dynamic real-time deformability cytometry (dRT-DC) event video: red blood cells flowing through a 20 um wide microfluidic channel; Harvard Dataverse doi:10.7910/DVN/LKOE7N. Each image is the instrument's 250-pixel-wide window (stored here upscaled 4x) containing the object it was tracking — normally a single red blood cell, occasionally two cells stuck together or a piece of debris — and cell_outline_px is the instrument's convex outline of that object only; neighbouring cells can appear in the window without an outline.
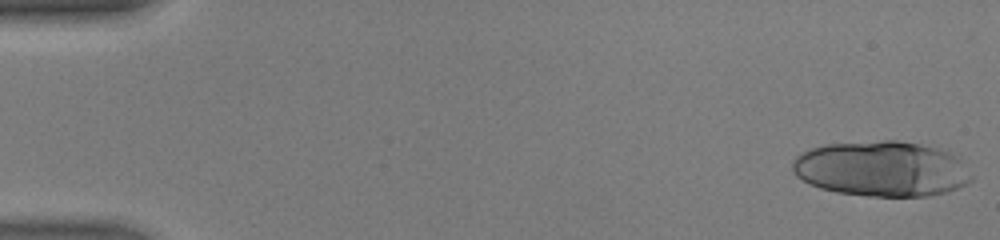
{"species": "human", "species_latin": "Homo sapiens", "temperature_condition": "warm", "stored_images_in_passage": 22, "camera_frame_rate_fps": 3000, "um_per_image_px": 0.085, "donor": {"sex": "male"}, "frame": {"image": 1, "passage_image": 1, "time_ms": 0.0, "image_size_px": [1000, 240], "cell_outline_px": [[972, 180], [968, 184], [944, 192], [928, 196], [864, 196], [836, 192], [820, 188], [808, 184], [796, 176], [792, 172], [792, 160], [796, 156], [812, 148], [824, 144], [884, 140], [896, 140], [920, 144], [936, 148], [948, 152], [960, 160], [972, 176]], "centroid_in_image_um": [74.89, 14.35], "position_along_channel_um": 10.1, "area_um2": 57.8}}
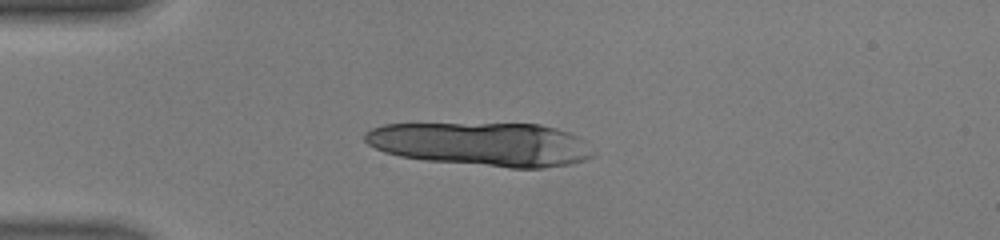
{"frame": {"image": 2, "passage_image": 12, "time_ms": 3.667, "image_size_px": [1000, 240], "cell_outline_px": [[596, 152], [592, 156], [584, 160], [568, 164], [544, 168], [512, 168], [428, 160], [400, 156], [384, 152], [368, 144], [364, 140], [364, 132], [372, 128], [384, 124], [540, 124], [556, 128], [568, 132], [584, 140]], "centroid_in_image_um": [40.97, 12.25], "position_along_channel_um": 44.0, "area_um2": 58.03}}
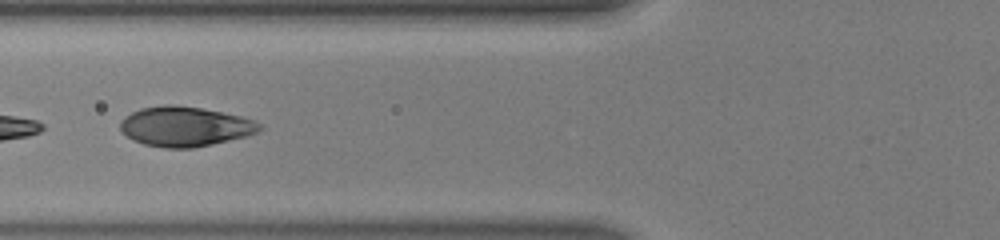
{"frame": {"image": 3, "passage_image": 19, "time_ms": 6.0, "image_size_px": [1000, 240], "cell_outline_px": [[264, 128], [248, 136], [212, 144], [192, 148], [164, 148], [144, 144], [132, 140], [120, 128], [120, 120], [124, 116], [140, 108], [164, 104], [172, 104], [200, 108], [240, 116], [256, 120], [264, 124]], "centroid_in_image_um": [15.74, 10.75], "position_along_channel_um": 110.1, "area_um2": 32.48}}